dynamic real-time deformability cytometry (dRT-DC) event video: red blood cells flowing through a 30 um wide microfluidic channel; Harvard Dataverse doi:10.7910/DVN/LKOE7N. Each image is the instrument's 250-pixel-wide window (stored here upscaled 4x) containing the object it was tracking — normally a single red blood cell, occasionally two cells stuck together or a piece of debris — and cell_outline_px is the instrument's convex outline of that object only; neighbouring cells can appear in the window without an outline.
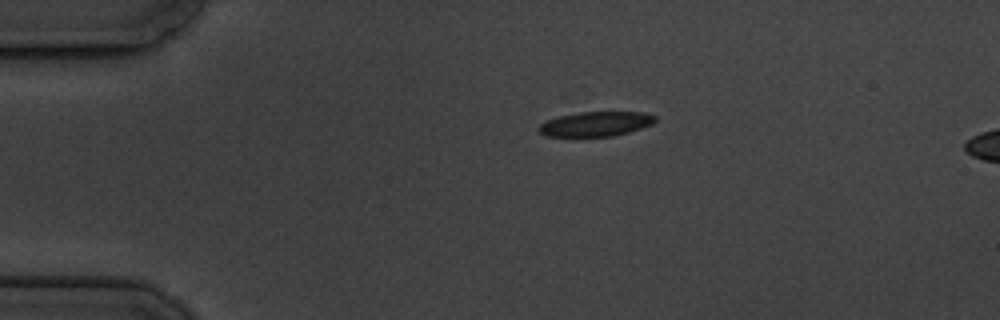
{"species": "common noctule bat (a hibernating species)", "species_latin": "Nyctalus noctula", "temperature_condition": "cold", "stored_images_in_passage": 3, "camera_frame_rate_fps": 3000, "um_per_image_px": 0.085, "animal": {"sex": "male", "body_mass_g": 19.5, "forearm_length_mm": 54.6}, "frame": {"image": 1, "passage_image": 1, "time_ms": 0.0, "image_size_px": [1000, 320], "cell_outline_px": [[656, 120], [652, 124], [628, 132], [612, 136], [544, 136], [536, 128], [544, 120], [560, 116], [580, 112], [644, 112], [656, 116]], "centroid_in_image_um": [50.6, 10.53], "position_along_channel_um": 34.4, "area_um2": 16.7}}